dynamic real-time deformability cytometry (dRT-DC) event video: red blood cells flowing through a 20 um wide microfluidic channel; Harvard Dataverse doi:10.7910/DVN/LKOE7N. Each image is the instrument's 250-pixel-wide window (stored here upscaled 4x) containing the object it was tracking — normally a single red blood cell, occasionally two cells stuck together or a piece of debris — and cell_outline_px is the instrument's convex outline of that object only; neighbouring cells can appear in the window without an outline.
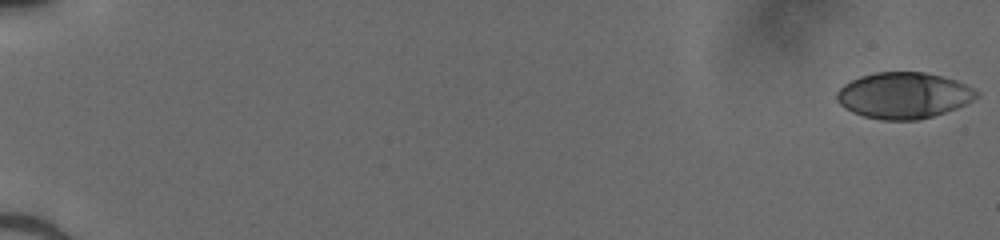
{"species": "human", "species_latin": "Homo sapiens", "temperature_condition": "cold", "stored_images_in_passage": 52, "camera_frame_rate_fps": 3000, "um_per_image_px": 0.085, "donor": {"sex": "male"}, "frame": {"image": 1, "passage_image": 1, "time_ms": 0.0, "image_size_px": [1000, 240], "cell_outline_px": [[980, 96], [956, 108], [932, 116], [916, 120], [880, 120], [864, 116], [852, 112], [844, 108], [836, 100], [836, 92], [844, 84], [860, 76], [876, 72], [924, 72], [956, 80], [980, 92]], "centroid_in_image_um": [76.79, 8.11], "position_along_channel_um": 8.2, "area_um2": 37.51}}
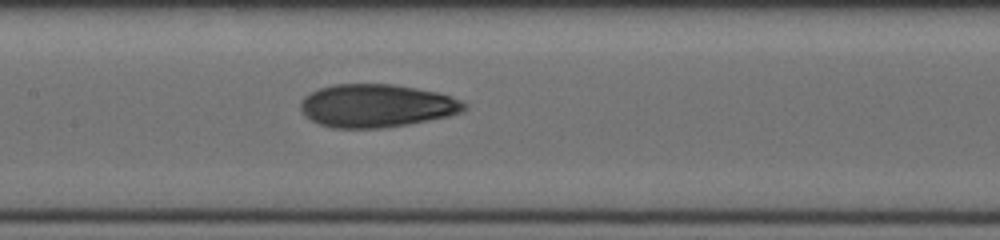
{"frame": {"image": 2, "passage_image": 28, "time_ms": 9.0, "image_size_px": [1000, 240], "cell_outline_px": [[468, 104], [464, 112], [448, 116], [408, 124], [384, 128], [332, 128], [320, 124], [304, 116], [300, 108], [300, 100], [304, 96], [320, 88], [332, 84], [392, 84], [416, 88], [436, 92], [452, 96], [464, 100]], "centroid_in_image_um": [32.02, 8.99], "position_along_channel_um": 175.4, "area_um2": 41.38}}
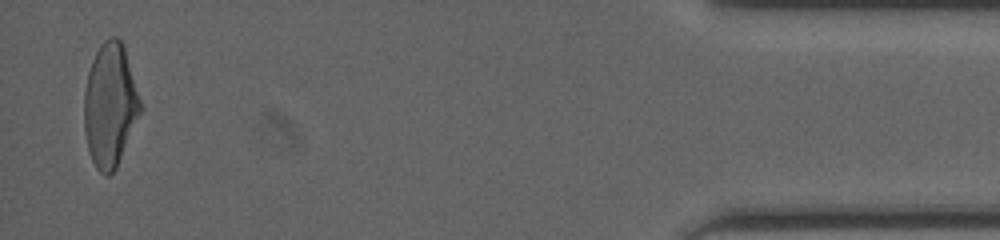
{"frame": {"image": 3, "passage_image": 51, "time_ms": 16.667, "image_size_px": [1000, 240], "cell_outline_px": [[140, 112], [116, 168], [108, 176], [104, 176], [96, 168], [88, 152], [84, 132], [84, 92], [88, 72], [92, 60], [100, 44], [108, 36], [116, 36], [124, 44], [140, 100]], "centroid_in_image_um": [9.32, 8.92], "position_along_channel_um": 425.9, "area_um2": 40.29}}